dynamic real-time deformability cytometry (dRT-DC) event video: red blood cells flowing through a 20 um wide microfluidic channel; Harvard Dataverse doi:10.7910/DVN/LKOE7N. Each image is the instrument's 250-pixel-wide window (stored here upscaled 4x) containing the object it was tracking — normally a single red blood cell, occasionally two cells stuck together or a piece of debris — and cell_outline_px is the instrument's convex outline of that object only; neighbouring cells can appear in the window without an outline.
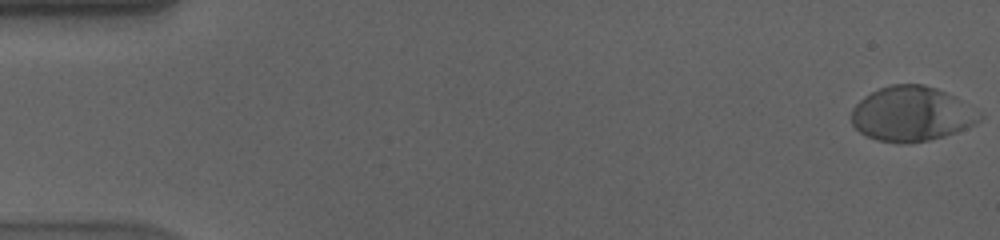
{"species": "human", "species_latin": "Homo sapiens", "temperature_condition": "cold", "stored_images_in_passage": 58, "camera_frame_rate_fps": 3000, "um_per_image_px": 0.085, "donor": {"sex": "male"}, "frame": {"image": 1, "passage_image": 1, "time_ms": 0.0, "image_size_px": [1000, 240], "cell_outline_px": [[984, 116], [980, 120], [956, 132], [944, 136], [928, 140], [908, 144], [876, 140], [860, 132], [852, 124], [852, 108], [864, 96], [880, 88], [892, 84], [924, 84], [936, 88], [952, 96], [980, 112]], "centroid_in_image_um": [77.46, 9.69], "position_along_channel_um": 7.5, "area_um2": 40.52}}
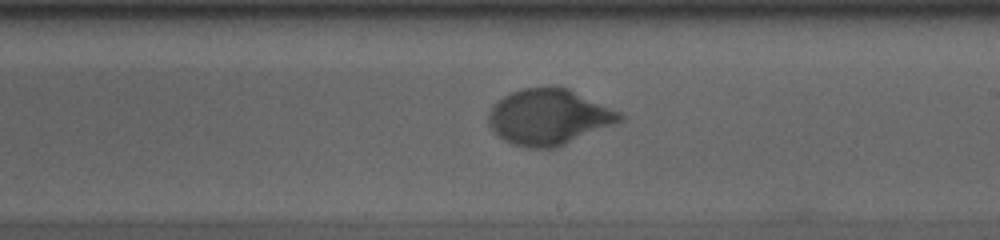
{"frame": {"image": 2, "passage_image": 34, "time_ms": 11.0, "image_size_px": [1000, 240], "cell_outline_px": [[624, 120], [556, 148], [528, 148], [512, 144], [504, 140], [488, 124], [488, 112], [508, 92], [520, 88], [544, 84], [568, 88], [620, 112], [624, 116]], "centroid_in_image_um": [46.64, 9.91], "position_along_channel_um": 242.4, "area_um2": 42.89}}
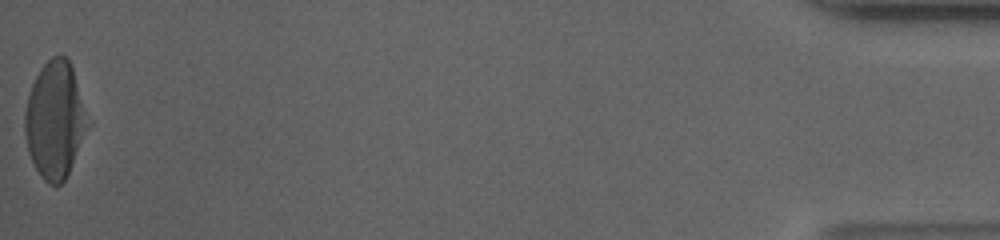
{"frame": {"image": 3, "passage_image": 58, "time_ms": 19.0, "image_size_px": [1000, 240], "cell_outline_px": [[92, 124], [64, 180], [60, 184], [48, 184], [40, 176], [28, 152], [24, 132], [24, 112], [28, 96], [32, 84], [40, 68], [52, 56], [60, 52], [68, 56], [92, 120]], "centroid_in_image_um": [4.72, 10.14], "position_along_channel_um": 430.5, "area_um2": 43.81}, "authors_computed_cell_mechanics": {"area_um2": 41.2114, "velocity_mm_per_s": 3.5469, "shape_relaxation_time_tau1_ms": 4.0109, "shape_relaxation_time_tau2_ms": null, "deformation_change_tau1": 0.1839, "deformation_change_tau2": null}}